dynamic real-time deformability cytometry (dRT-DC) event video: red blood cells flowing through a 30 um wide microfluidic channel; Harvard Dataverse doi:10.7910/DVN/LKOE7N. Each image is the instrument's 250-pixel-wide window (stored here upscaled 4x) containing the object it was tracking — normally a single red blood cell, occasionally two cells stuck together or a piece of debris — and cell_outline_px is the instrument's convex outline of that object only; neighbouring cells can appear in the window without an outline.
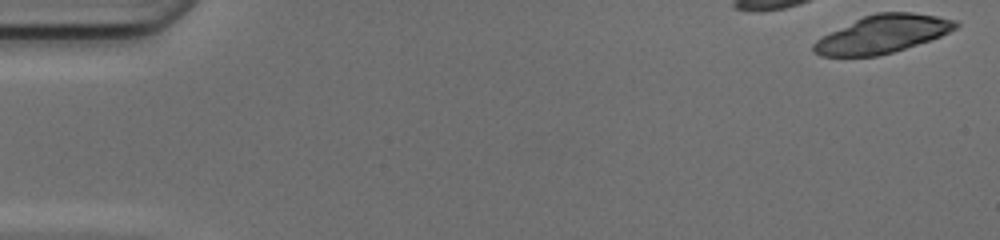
{"species": "common noctule bat (a hibernating species)", "species_latin": "Nyctalus noctula", "temperature_condition": "cold", "stored_images_in_passage": 17, "camera_frame_rate_fps": 3000, "um_per_image_px": 0.085, "animal": {"sex": "female", "body_mass_g": 17.0, "forearm_length_mm": 48.0}, "frame": {"image": 1, "passage_image": 1, "time_ms": 0.0, "image_size_px": [1000, 240], "cell_outline_px": [[960, 24], [956, 28], [940, 36], [892, 52], [876, 56], [820, 56], [812, 52], [812, 44], [816, 40], [864, 16], [876, 12], [912, 12], [936, 16], [956, 20]], "centroid_in_image_um": [75.01, 2.9], "position_along_channel_um": 10.0, "area_um2": 30.81}}